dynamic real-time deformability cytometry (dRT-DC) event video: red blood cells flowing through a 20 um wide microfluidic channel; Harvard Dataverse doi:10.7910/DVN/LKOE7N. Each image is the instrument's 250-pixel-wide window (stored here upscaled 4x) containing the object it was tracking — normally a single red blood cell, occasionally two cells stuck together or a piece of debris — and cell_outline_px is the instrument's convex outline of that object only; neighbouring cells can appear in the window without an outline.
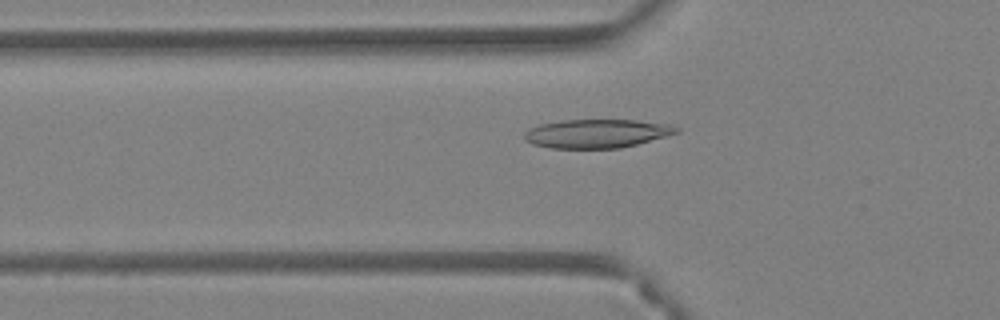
{"species": "Egyptian fruit bat (a non-hibernating species)", "species_latin": "Rousettus aegyptiacus", "temperature_condition": "warm", "stored_images_in_passage": 36, "camera_frame_rate_fps": 3000, "um_per_image_px": 0.085, "animal": {"sex": "female"}, "frame": {"image": 1, "passage_image": 4, "time_ms": 1.0, "image_size_px": [1000, 320], "cell_outline_px": [[680, 132], [636, 144], [620, 148], [552, 148], [532, 144], [524, 140], [524, 132], [528, 128], [540, 124], [560, 120], [636, 120], [672, 124], [680, 128]], "centroid_in_image_um": [50.71, 11.34], "position_along_channel_um": 75.1, "area_um2": 25.55}}
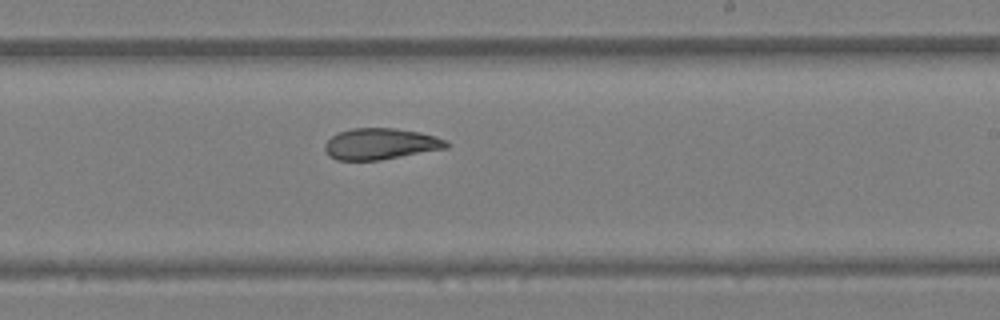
{"frame": {"image": 2, "passage_image": 17, "time_ms": 5.333, "image_size_px": [1000, 320], "cell_outline_px": [[452, 144], [448, 148], [380, 160], [336, 160], [328, 156], [324, 148], [324, 144], [332, 136], [340, 132], [352, 128], [396, 128], [420, 132], [448, 140]], "centroid_in_image_um": [32.38, 12.23], "position_along_channel_um": 256.6, "area_um2": 22.31}}
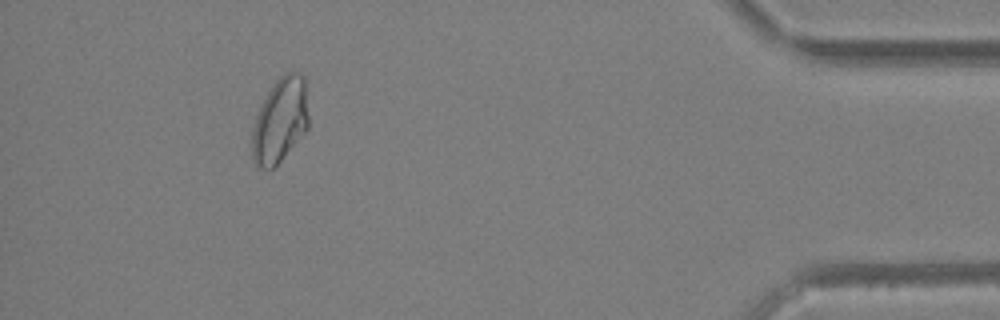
{"frame": {"image": 3, "passage_image": 32, "time_ms": 10.333, "image_size_px": [1000, 320], "cell_outline_px": [[308, 128], [280, 160], [272, 168], [256, 168], [252, 160], [252, 128], [260, 104], [276, 80], [284, 72], [300, 72], [304, 76], [308, 116]], "centroid_in_image_um": [23.78, 10.21], "position_along_channel_um": 411.4, "area_um2": 27.8}, "authors_computed_cell_mechanics": {"area_um2": 23.5246, "velocity_mm_per_s": 4.2011, "shape_relaxation_time_tau1_ms": null, "shape_relaxation_time_tau2_ms": 5.2626, "deformation_change_tau1": null, "deformation_change_tau2": 0.1}}